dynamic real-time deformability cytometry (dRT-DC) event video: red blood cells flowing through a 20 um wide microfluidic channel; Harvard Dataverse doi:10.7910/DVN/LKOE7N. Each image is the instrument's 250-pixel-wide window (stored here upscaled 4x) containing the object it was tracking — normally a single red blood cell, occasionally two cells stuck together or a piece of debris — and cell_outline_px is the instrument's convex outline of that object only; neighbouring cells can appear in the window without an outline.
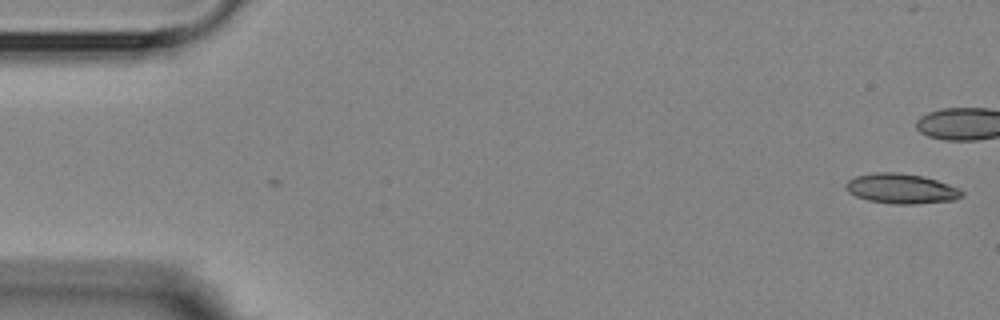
{"species": "Egyptian fruit bat (a non-hibernating species)", "species_latin": "Rousettus aegyptiacus", "temperature_condition": "room temperature", "stored_images_in_passage": 6, "camera_frame_rate_fps": 3000, "um_per_image_px": 0.085, "animal": {"sex": "female"}, "frame": {"image": 1, "passage_image": 1, "time_ms": 0.0, "image_size_px": [1000, 320], "cell_outline_px": [[964, 196], [956, 200], [916, 204], [892, 204], [868, 200], [856, 196], [848, 192], [844, 188], [844, 184], [848, 180], [856, 176], [872, 172], [896, 172], [924, 176], [960, 188], [964, 192]], "centroid_in_image_um": [76.62, 16.03], "position_along_channel_um": 8.4, "area_um2": 20.58}}
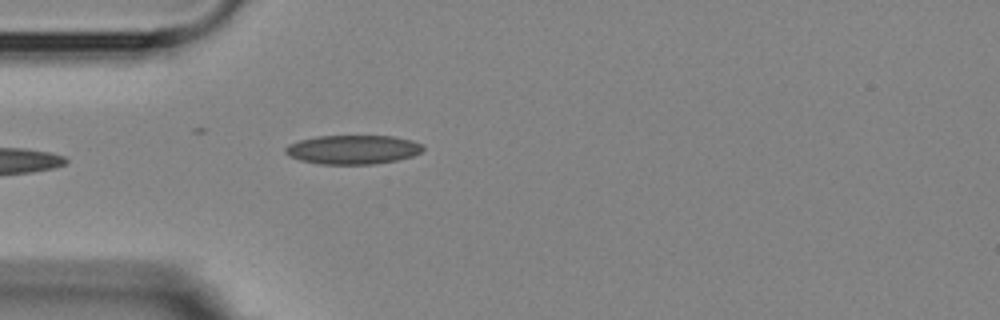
{"frame": {"image": 2, "passage_image": 6, "time_ms": 5.667, "image_size_px": [1000, 320], "cell_outline_px": [[424, 148], [420, 152], [412, 156], [396, 160], [376, 164], [320, 164], [300, 160], [288, 156], [284, 152], [284, 148], [288, 144], [300, 140], [316, 136], [392, 136], [412, 140], [424, 144]], "centroid_in_image_um": [29.98, 12.71], "position_along_channel_um": 55.0, "area_um2": 23.41}}